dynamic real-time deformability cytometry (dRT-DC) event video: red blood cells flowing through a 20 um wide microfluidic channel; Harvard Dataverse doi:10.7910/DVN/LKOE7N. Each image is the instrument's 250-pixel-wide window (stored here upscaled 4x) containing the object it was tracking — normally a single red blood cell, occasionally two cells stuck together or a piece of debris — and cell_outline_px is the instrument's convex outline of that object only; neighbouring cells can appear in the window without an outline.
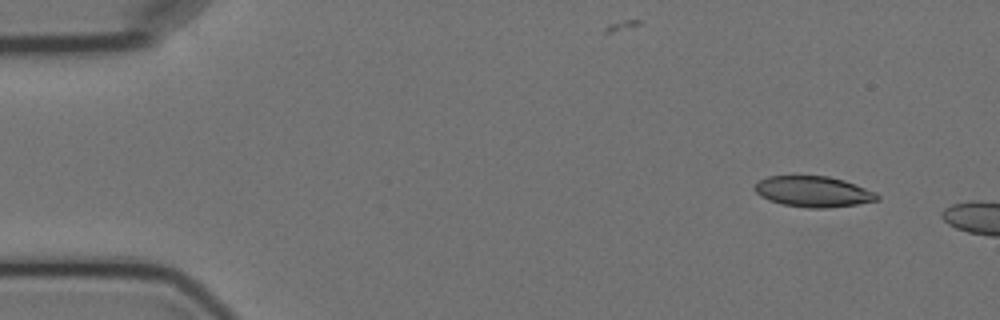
{"species": "Egyptian fruit bat (a non-hibernating species)", "species_latin": "Rousettus aegyptiacus", "temperature_condition": "cold", "stored_images_in_passage": 2, "camera_frame_rate_fps": 3000, "um_per_image_px": 0.085, "animal": {"sex": "female"}, "frame": {"image": 1, "passage_image": 1, "time_ms": 0.0, "image_size_px": [1000, 320], "cell_outline_px": [[880, 200], [856, 204], [828, 208], [808, 208], [784, 204], [768, 200], [760, 196], [752, 188], [760, 180], [768, 176], [828, 176], [844, 180], [856, 184], [876, 192], [880, 196]], "centroid_in_image_um": [69.15, 16.28], "position_along_channel_um": 15.9, "area_um2": 22.02}}